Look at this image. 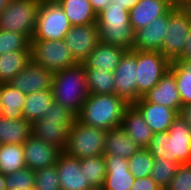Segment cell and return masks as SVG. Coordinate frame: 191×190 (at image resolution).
<instances>
[{
    "label": "cell",
    "mask_w": 191,
    "mask_h": 190,
    "mask_svg": "<svg viewBox=\"0 0 191 190\" xmlns=\"http://www.w3.org/2000/svg\"><path fill=\"white\" fill-rule=\"evenodd\" d=\"M76 120L69 109L53 102L43 117L31 124L32 135L64 151L68 142V131Z\"/></svg>",
    "instance_id": "277c9868"
},
{
    "label": "cell",
    "mask_w": 191,
    "mask_h": 190,
    "mask_svg": "<svg viewBox=\"0 0 191 190\" xmlns=\"http://www.w3.org/2000/svg\"><path fill=\"white\" fill-rule=\"evenodd\" d=\"M129 171L135 178L150 176L154 165V157L147 148H140L129 159Z\"/></svg>",
    "instance_id": "e575fe53"
},
{
    "label": "cell",
    "mask_w": 191,
    "mask_h": 190,
    "mask_svg": "<svg viewBox=\"0 0 191 190\" xmlns=\"http://www.w3.org/2000/svg\"><path fill=\"white\" fill-rule=\"evenodd\" d=\"M51 91L55 103L69 109L77 116L89 95L84 64L76 63L55 72Z\"/></svg>",
    "instance_id": "7a4b0ae2"
},
{
    "label": "cell",
    "mask_w": 191,
    "mask_h": 190,
    "mask_svg": "<svg viewBox=\"0 0 191 190\" xmlns=\"http://www.w3.org/2000/svg\"><path fill=\"white\" fill-rule=\"evenodd\" d=\"M81 172L94 190H101L107 173L104 155L80 159Z\"/></svg>",
    "instance_id": "1f68e13d"
},
{
    "label": "cell",
    "mask_w": 191,
    "mask_h": 190,
    "mask_svg": "<svg viewBox=\"0 0 191 190\" xmlns=\"http://www.w3.org/2000/svg\"><path fill=\"white\" fill-rule=\"evenodd\" d=\"M31 135V123L24 118L9 119L0 116L1 144H23Z\"/></svg>",
    "instance_id": "d4e9b609"
},
{
    "label": "cell",
    "mask_w": 191,
    "mask_h": 190,
    "mask_svg": "<svg viewBox=\"0 0 191 190\" xmlns=\"http://www.w3.org/2000/svg\"><path fill=\"white\" fill-rule=\"evenodd\" d=\"M31 61V50L0 54V84L9 83Z\"/></svg>",
    "instance_id": "83f0119b"
},
{
    "label": "cell",
    "mask_w": 191,
    "mask_h": 190,
    "mask_svg": "<svg viewBox=\"0 0 191 190\" xmlns=\"http://www.w3.org/2000/svg\"><path fill=\"white\" fill-rule=\"evenodd\" d=\"M94 12L99 14L102 10H104L109 4L112 3L111 0H89Z\"/></svg>",
    "instance_id": "7bdbcfd3"
},
{
    "label": "cell",
    "mask_w": 191,
    "mask_h": 190,
    "mask_svg": "<svg viewBox=\"0 0 191 190\" xmlns=\"http://www.w3.org/2000/svg\"><path fill=\"white\" fill-rule=\"evenodd\" d=\"M168 26V12L156 19L149 25L134 33V50L140 51H159L161 50L165 33Z\"/></svg>",
    "instance_id": "e0dca14e"
},
{
    "label": "cell",
    "mask_w": 191,
    "mask_h": 190,
    "mask_svg": "<svg viewBox=\"0 0 191 190\" xmlns=\"http://www.w3.org/2000/svg\"><path fill=\"white\" fill-rule=\"evenodd\" d=\"M54 73L32 60L9 82L24 94L51 89Z\"/></svg>",
    "instance_id": "4fadbf2b"
},
{
    "label": "cell",
    "mask_w": 191,
    "mask_h": 190,
    "mask_svg": "<svg viewBox=\"0 0 191 190\" xmlns=\"http://www.w3.org/2000/svg\"><path fill=\"white\" fill-rule=\"evenodd\" d=\"M121 127L139 148H147L153 132L141 112L133 104L125 110Z\"/></svg>",
    "instance_id": "7402d4cb"
},
{
    "label": "cell",
    "mask_w": 191,
    "mask_h": 190,
    "mask_svg": "<svg viewBox=\"0 0 191 190\" xmlns=\"http://www.w3.org/2000/svg\"><path fill=\"white\" fill-rule=\"evenodd\" d=\"M31 60L53 73L75 65L65 40H31Z\"/></svg>",
    "instance_id": "ba28073f"
},
{
    "label": "cell",
    "mask_w": 191,
    "mask_h": 190,
    "mask_svg": "<svg viewBox=\"0 0 191 190\" xmlns=\"http://www.w3.org/2000/svg\"><path fill=\"white\" fill-rule=\"evenodd\" d=\"M72 27L56 0H41L31 40H64Z\"/></svg>",
    "instance_id": "8992f818"
},
{
    "label": "cell",
    "mask_w": 191,
    "mask_h": 190,
    "mask_svg": "<svg viewBox=\"0 0 191 190\" xmlns=\"http://www.w3.org/2000/svg\"><path fill=\"white\" fill-rule=\"evenodd\" d=\"M191 59V27L189 29L182 55L177 60Z\"/></svg>",
    "instance_id": "b9f144b4"
},
{
    "label": "cell",
    "mask_w": 191,
    "mask_h": 190,
    "mask_svg": "<svg viewBox=\"0 0 191 190\" xmlns=\"http://www.w3.org/2000/svg\"><path fill=\"white\" fill-rule=\"evenodd\" d=\"M147 149L154 158H165L174 161L172 137L168 132L153 133Z\"/></svg>",
    "instance_id": "d590c367"
},
{
    "label": "cell",
    "mask_w": 191,
    "mask_h": 190,
    "mask_svg": "<svg viewBox=\"0 0 191 190\" xmlns=\"http://www.w3.org/2000/svg\"><path fill=\"white\" fill-rule=\"evenodd\" d=\"M106 132L105 129L84 125L76 119L68 131L64 152L78 159L104 155Z\"/></svg>",
    "instance_id": "5b68a950"
},
{
    "label": "cell",
    "mask_w": 191,
    "mask_h": 190,
    "mask_svg": "<svg viewBox=\"0 0 191 190\" xmlns=\"http://www.w3.org/2000/svg\"><path fill=\"white\" fill-rule=\"evenodd\" d=\"M173 6L170 0H140L129 10L130 24L134 32L165 15Z\"/></svg>",
    "instance_id": "d6986e66"
},
{
    "label": "cell",
    "mask_w": 191,
    "mask_h": 190,
    "mask_svg": "<svg viewBox=\"0 0 191 190\" xmlns=\"http://www.w3.org/2000/svg\"><path fill=\"white\" fill-rule=\"evenodd\" d=\"M0 99L2 103L1 116L9 119L24 118L23 107L26 94L14 88L10 83H1Z\"/></svg>",
    "instance_id": "4316f807"
},
{
    "label": "cell",
    "mask_w": 191,
    "mask_h": 190,
    "mask_svg": "<svg viewBox=\"0 0 191 190\" xmlns=\"http://www.w3.org/2000/svg\"><path fill=\"white\" fill-rule=\"evenodd\" d=\"M113 5L126 7L127 10L132 9L140 0H111Z\"/></svg>",
    "instance_id": "ee69618b"
},
{
    "label": "cell",
    "mask_w": 191,
    "mask_h": 190,
    "mask_svg": "<svg viewBox=\"0 0 191 190\" xmlns=\"http://www.w3.org/2000/svg\"><path fill=\"white\" fill-rule=\"evenodd\" d=\"M162 188L152 179V177L135 178L131 190H161Z\"/></svg>",
    "instance_id": "60d3db41"
},
{
    "label": "cell",
    "mask_w": 191,
    "mask_h": 190,
    "mask_svg": "<svg viewBox=\"0 0 191 190\" xmlns=\"http://www.w3.org/2000/svg\"><path fill=\"white\" fill-rule=\"evenodd\" d=\"M1 111H2V103H1V99H0V116H1Z\"/></svg>",
    "instance_id": "816d5d0a"
},
{
    "label": "cell",
    "mask_w": 191,
    "mask_h": 190,
    "mask_svg": "<svg viewBox=\"0 0 191 190\" xmlns=\"http://www.w3.org/2000/svg\"><path fill=\"white\" fill-rule=\"evenodd\" d=\"M174 5L180 6L185 0H170Z\"/></svg>",
    "instance_id": "f907efd6"
},
{
    "label": "cell",
    "mask_w": 191,
    "mask_h": 190,
    "mask_svg": "<svg viewBox=\"0 0 191 190\" xmlns=\"http://www.w3.org/2000/svg\"><path fill=\"white\" fill-rule=\"evenodd\" d=\"M89 94H115L114 73L101 68H85Z\"/></svg>",
    "instance_id": "4dcf8cb0"
},
{
    "label": "cell",
    "mask_w": 191,
    "mask_h": 190,
    "mask_svg": "<svg viewBox=\"0 0 191 190\" xmlns=\"http://www.w3.org/2000/svg\"><path fill=\"white\" fill-rule=\"evenodd\" d=\"M176 61H180L184 66H186L191 71V59L176 60Z\"/></svg>",
    "instance_id": "681fc988"
},
{
    "label": "cell",
    "mask_w": 191,
    "mask_h": 190,
    "mask_svg": "<svg viewBox=\"0 0 191 190\" xmlns=\"http://www.w3.org/2000/svg\"><path fill=\"white\" fill-rule=\"evenodd\" d=\"M180 115L187 121L188 125L191 127V103L182 106Z\"/></svg>",
    "instance_id": "f6af8a7d"
},
{
    "label": "cell",
    "mask_w": 191,
    "mask_h": 190,
    "mask_svg": "<svg viewBox=\"0 0 191 190\" xmlns=\"http://www.w3.org/2000/svg\"><path fill=\"white\" fill-rule=\"evenodd\" d=\"M30 40L19 32L0 29V54L21 50H31Z\"/></svg>",
    "instance_id": "8d00e7d4"
},
{
    "label": "cell",
    "mask_w": 191,
    "mask_h": 190,
    "mask_svg": "<svg viewBox=\"0 0 191 190\" xmlns=\"http://www.w3.org/2000/svg\"><path fill=\"white\" fill-rule=\"evenodd\" d=\"M181 164L165 158H154V165L150 177L162 188L165 189L173 179Z\"/></svg>",
    "instance_id": "836d02e7"
},
{
    "label": "cell",
    "mask_w": 191,
    "mask_h": 190,
    "mask_svg": "<svg viewBox=\"0 0 191 190\" xmlns=\"http://www.w3.org/2000/svg\"><path fill=\"white\" fill-rule=\"evenodd\" d=\"M72 26L88 25L97 22V14L94 12L89 0H56Z\"/></svg>",
    "instance_id": "484cf974"
},
{
    "label": "cell",
    "mask_w": 191,
    "mask_h": 190,
    "mask_svg": "<svg viewBox=\"0 0 191 190\" xmlns=\"http://www.w3.org/2000/svg\"><path fill=\"white\" fill-rule=\"evenodd\" d=\"M181 9L188 15V18L191 20V0H185L180 5Z\"/></svg>",
    "instance_id": "bcb514c9"
},
{
    "label": "cell",
    "mask_w": 191,
    "mask_h": 190,
    "mask_svg": "<svg viewBox=\"0 0 191 190\" xmlns=\"http://www.w3.org/2000/svg\"><path fill=\"white\" fill-rule=\"evenodd\" d=\"M56 169L60 190H94L81 172L80 159L62 151L58 157Z\"/></svg>",
    "instance_id": "9a60e30c"
},
{
    "label": "cell",
    "mask_w": 191,
    "mask_h": 190,
    "mask_svg": "<svg viewBox=\"0 0 191 190\" xmlns=\"http://www.w3.org/2000/svg\"><path fill=\"white\" fill-rule=\"evenodd\" d=\"M7 190H34L35 171L25 167L6 175Z\"/></svg>",
    "instance_id": "74e56055"
},
{
    "label": "cell",
    "mask_w": 191,
    "mask_h": 190,
    "mask_svg": "<svg viewBox=\"0 0 191 190\" xmlns=\"http://www.w3.org/2000/svg\"><path fill=\"white\" fill-rule=\"evenodd\" d=\"M23 147L26 166L33 171L56 165L62 152L58 147L33 135L23 143Z\"/></svg>",
    "instance_id": "5bb4252c"
},
{
    "label": "cell",
    "mask_w": 191,
    "mask_h": 190,
    "mask_svg": "<svg viewBox=\"0 0 191 190\" xmlns=\"http://www.w3.org/2000/svg\"><path fill=\"white\" fill-rule=\"evenodd\" d=\"M168 134L172 137L174 162L179 164L191 163V127L187 121L178 114L173 120Z\"/></svg>",
    "instance_id": "44dd1931"
},
{
    "label": "cell",
    "mask_w": 191,
    "mask_h": 190,
    "mask_svg": "<svg viewBox=\"0 0 191 190\" xmlns=\"http://www.w3.org/2000/svg\"><path fill=\"white\" fill-rule=\"evenodd\" d=\"M100 42L133 50L134 30L130 24L126 7L109 4L97 14Z\"/></svg>",
    "instance_id": "3957f363"
},
{
    "label": "cell",
    "mask_w": 191,
    "mask_h": 190,
    "mask_svg": "<svg viewBox=\"0 0 191 190\" xmlns=\"http://www.w3.org/2000/svg\"><path fill=\"white\" fill-rule=\"evenodd\" d=\"M54 102L51 89L26 95L23 117L31 124L43 117L44 112Z\"/></svg>",
    "instance_id": "f1b7e54d"
},
{
    "label": "cell",
    "mask_w": 191,
    "mask_h": 190,
    "mask_svg": "<svg viewBox=\"0 0 191 190\" xmlns=\"http://www.w3.org/2000/svg\"><path fill=\"white\" fill-rule=\"evenodd\" d=\"M136 50L126 51L114 71L115 94L129 104L138 101Z\"/></svg>",
    "instance_id": "8fae6325"
},
{
    "label": "cell",
    "mask_w": 191,
    "mask_h": 190,
    "mask_svg": "<svg viewBox=\"0 0 191 190\" xmlns=\"http://www.w3.org/2000/svg\"><path fill=\"white\" fill-rule=\"evenodd\" d=\"M5 181H6V175L0 173V190H7Z\"/></svg>",
    "instance_id": "7dc6e473"
},
{
    "label": "cell",
    "mask_w": 191,
    "mask_h": 190,
    "mask_svg": "<svg viewBox=\"0 0 191 190\" xmlns=\"http://www.w3.org/2000/svg\"><path fill=\"white\" fill-rule=\"evenodd\" d=\"M65 42L77 63L86 60L100 42L97 22L88 25L72 26L65 35Z\"/></svg>",
    "instance_id": "7c38bea8"
},
{
    "label": "cell",
    "mask_w": 191,
    "mask_h": 190,
    "mask_svg": "<svg viewBox=\"0 0 191 190\" xmlns=\"http://www.w3.org/2000/svg\"><path fill=\"white\" fill-rule=\"evenodd\" d=\"M107 173L101 190H131L135 177L129 171L128 159L104 155Z\"/></svg>",
    "instance_id": "2e32d148"
},
{
    "label": "cell",
    "mask_w": 191,
    "mask_h": 190,
    "mask_svg": "<svg viewBox=\"0 0 191 190\" xmlns=\"http://www.w3.org/2000/svg\"><path fill=\"white\" fill-rule=\"evenodd\" d=\"M169 71L175 76L176 87L181 97L182 106L191 103V71L180 61H172Z\"/></svg>",
    "instance_id": "d6a6232c"
},
{
    "label": "cell",
    "mask_w": 191,
    "mask_h": 190,
    "mask_svg": "<svg viewBox=\"0 0 191 190\" xmlns=\"http://www.w3.org/2000/svg\"><path fill=\"white\" fill-rule=\"evenodd\" d=\"M125 52L120 46L99 42L92 54L82 63L85 68H101L114 73Z\"/></svg>",
    "instance_id": "603a6c76"
},
{
    "label": "cell",
    "mask_w": 191,
    "mask_h": 190,
    "mask_svg": "<svg viewBox=\"0 0 191 190\" xmlns=\"http://www.w3.org/2000/svg\"><path fill=\"white\" fill-rule=\"evenodd\" d=\"M191 20L180 6L168 11V26L160 52L170 61H176L183 53Z\"/></svg>",
    "instance_id": "30bf717a"
},
{
    "label": "cell",
    "mask_w": 191,
    "mask_h": 190,
    "mask_svg": "<svg viewBox=\"0 0 191 190\" xmlns=\"http://www.w3.org/2000/svg\"><path fill=\"white\" fill-rule=\"evenodd\" d=\"M170 64L159 51L136 50L138 100L159 83Z\"/></svg>",
    "instance_id": "9c48e42d"
},
{
    "label": "cell",
    "mask_w": 191,
    "mask_h": 190,
    "mask_svg": "<svg viewBox=\"0 0 191 190\" xmlns=\"http://www.w3.org/2000/svg\"><path fill=\"white\" fill-rule=\"evenodd\" d=\"M165 190H191V163L179 166Z\"/></svg>",
    "instance_id": "ab89813d"
},
{
    "label": "cell",
    "mask_w": 191,
    "mask_h": 190,
    "mask_svg": "<svg viewBox=\"0 0 191 190\" xmlns=\"http://www.w3.org/2000/svg\"><path fill=\"white\" fill-rule=\"evenodd\" d=\"M116 94H89L76 119L84 125L105 130L120 127L130 106Z\"/></svg>",
    "instance_id": "6da1fadb"
},
{
    "label": "cell",
    "mask_w": 191,
    "mask_h": 190,
    "mask_svg": "<svg viewBox=\"0 0 191 190\" xmlns=\"http://www.w3.org/2000/svg\"><path fill=\"white\" fill-rule=\"evenodd\" d=\"M143 115L153 133L167 132L178 113L171 108L146 101L143 97L133 104Z\"/></svg>",
    "instance_id": "ffe728a7"
},
{
    "label": "cell",
    "mask_w": 191,
    "mask_h": 190,
    "mask_svg": "<svg viewBox=\"0 0 191 190\" xmlns=\"http://www.w3.org/2000/svg\"><path fill=\"white\" fill-rule=\"evenodd\" d=\"M139 149V146L121 126L107 130L103 150L104 155H118L121 158L129 159Z\"/></svg>",
    "instance_id": "cb8c5ba5"
},
{
    "label": "cell",
    "mask_w": 191,
    "mask_h": 190,
    "mask_svg": "<svg viewBox=\"0 0 191 190\" xmlns=\"http://www.w3.org/2000/svg\"><path fill=\"white\" fill-rule=\"evenodd\" d=\"M41 0H11L0 13V29L24 34L30 41L34 34Z\"/></svg>",
    "instance_id": "52a82bcc"
},
{
    "label": "cell",
    "mask_w": 191,
    "mask_h": 190,
    "mask_svg": "<svg viewBox=\"0 0 191 190\" xmlns=\"http://www.w3.org/2000/svg\"><path fill=\"white\" fill-rule=\"evenodd\" d=\"M10 3L11 0H0V13L3 12Z\"/></svg>",
    "instance_id": "c3c4849f"
},
{
    "label": "cell",
    "mask_w": 191,
    "mask_h": 190,
    "mask_svg": "<svg viewBox=\"0 0 191 190\" xmlns=\"http://www.w3.org/2000/svg\"><path fill=\"white\" fill-rule=\"evenodd\" d=\"M34 190H60L56 165L35 171Z\"/></svg>",
    "instance_id": "f35d334b"
},
{
    "label": "cell",
    "mask_w": 191,
    "mask_h": 190,
    "mask_svg": "<svg viewBox=\"0 0 191 190\" xmlns=\"http://www.w3.org/2000/svg\"><path fill=\"white\" fill-rule=\"evenodd\" d=\"M27 167L24 158L23 144H1L0 173L9 175Z\"/></svg>",
    "instance_id": "f546056e"
},
{
    "label": "cell",
    "mask_w": 191,
    "mask_h": 190,
    "mask_svg": "<svg viewBox=\"0 0 191 190\" xmlns=\"http://www.w3.org/2000/svg\"><path fill=\"white\" fill-rule=\"evenodd\" d=\"M143 98L150 102L174 109L180 114L182 102L176 87L175 76L168 70L159 83L148 91Z\"/></svg>",
    "instance_id": "ac0fdd59"
}]
</instances>
